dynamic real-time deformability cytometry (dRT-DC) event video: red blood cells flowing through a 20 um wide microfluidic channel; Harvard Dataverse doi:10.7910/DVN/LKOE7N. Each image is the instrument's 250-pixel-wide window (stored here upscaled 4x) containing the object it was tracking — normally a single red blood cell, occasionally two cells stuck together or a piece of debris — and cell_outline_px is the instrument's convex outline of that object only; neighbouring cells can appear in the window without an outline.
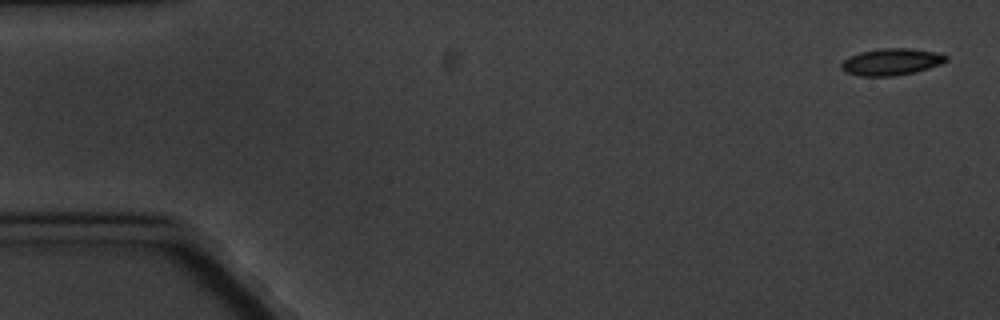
{"species": "common noctule bat (a hibernating species)", "species_latin": "Nyctalus noctula", "temperature_condition": "cold", "stored_images_in_passage": 8, "camera_frame_rate_fps": 3000, "um_per_image_px": 0.085, "animal": {"sex": "male", "body_mass_g": 20.1, "forearm_length_mm": 53.5}, "frame": {"image": 1, "passage_image": 1, "time_ms": 0.0, "image_size_px": [1000, 320], "cell_outline_px": [[948, 60], [940, 64], [916, 72], [896, 76], [860, 76], [844, 72], [840, 68], [840, 64], [848, 56], [860, 52], [884, 48], [908, 48], [936, 52], [948, 56]], "centroid_in_image_um": [75.74, 5.26], "position_along_channel_um": 9.3, "area_um2": 16.47}}